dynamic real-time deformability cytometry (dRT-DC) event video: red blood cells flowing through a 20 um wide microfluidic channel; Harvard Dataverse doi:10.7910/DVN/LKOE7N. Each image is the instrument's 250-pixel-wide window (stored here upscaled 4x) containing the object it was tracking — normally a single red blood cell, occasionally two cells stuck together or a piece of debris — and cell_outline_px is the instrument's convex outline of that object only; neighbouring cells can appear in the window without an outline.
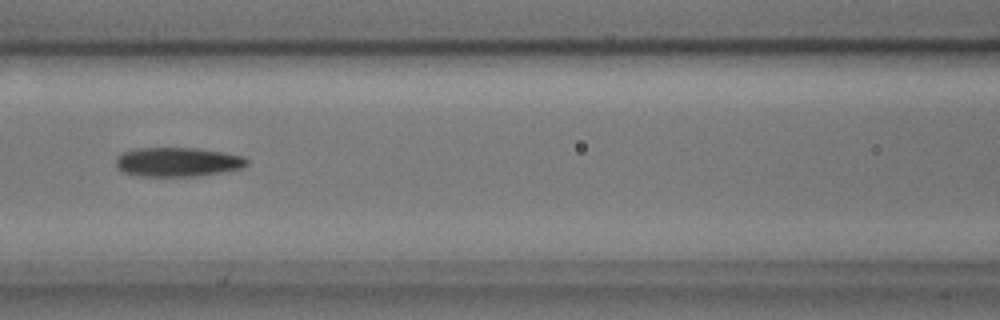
{"species": "common noctule bat (a hibernating species)", "species_latin": "Nyctalus noctula", "temperature_condition": "cold", "stored_images_in_passage": 8, "camera_frame_rate_fps": 3000, "um_per_image_px": 0.085, "animal": {"sex": "male", "body_mass_g": 17.9, "forearm_length_mm": 54.2}, "frame": {"image": 1, "passage_image": 6, "time_ms": 1.667, "image_size_px": [1000, 320], "cell_outline_px": [[248, 164], [240, 168], [224, 172], [192, 176], [140, 176], [124, 172], [116, 164], [116, 156], [124, 152], [136, 148], [196, 148], [224, 152], [244, 156], [248, 160]], "centroid_in_image_um": [15.12, 13.76], "position_along_channel_um": 151.5, "area_um2": 22.2}}
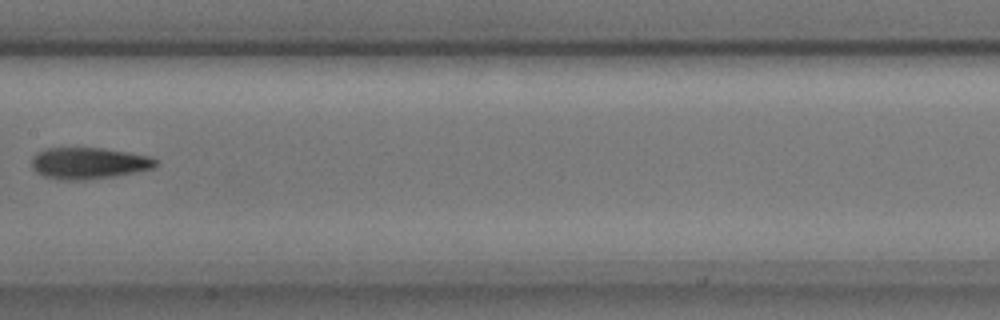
{"frame": {"image": 2, "passage_image": 7, "time_ms": 2.0, "image_size_px": [1000, 320], "cell_outline_px": [[156, 164], [152, 168], [136, 172], [112, 176], [84, 180], [60, 180], [44, 176], [36, 172], [32, 168], [32, 156], [44, 148], [100, 148], [128, 152], [152, 156], [156, 160]], "centroid_in_image_um": [7.51, 13.87], "position_along_channel_um": 199.9, "area_um2": 22.72}}
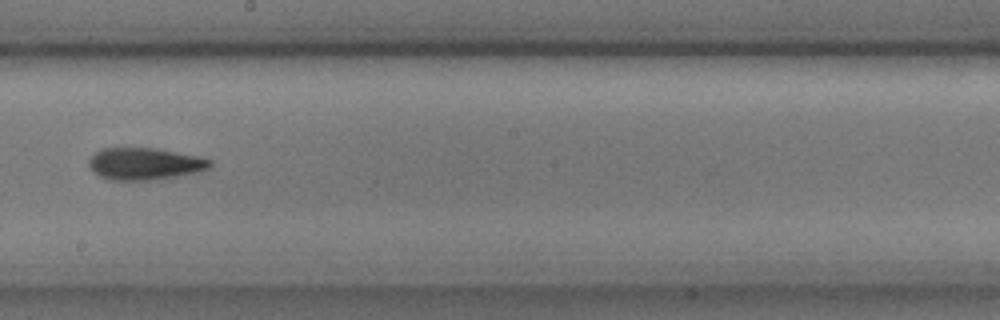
{"frame": {"image": 3, "passage_image": 8, "time_ms": 2.333, "image_size_px": [1000, 320], "cell_outline_px": [[212, 164], [208, 168], [196, 172], [148, 180], [112, 180], [100, 176], [88, 164], [88, 160], [96, 152], [104, 148], [156, 148], [196, 156], [212, 160]], "centroid_in_image_um": [12.28, 13.91], "position_along_channel_um": 235.9, "area_um2": 22.08}}